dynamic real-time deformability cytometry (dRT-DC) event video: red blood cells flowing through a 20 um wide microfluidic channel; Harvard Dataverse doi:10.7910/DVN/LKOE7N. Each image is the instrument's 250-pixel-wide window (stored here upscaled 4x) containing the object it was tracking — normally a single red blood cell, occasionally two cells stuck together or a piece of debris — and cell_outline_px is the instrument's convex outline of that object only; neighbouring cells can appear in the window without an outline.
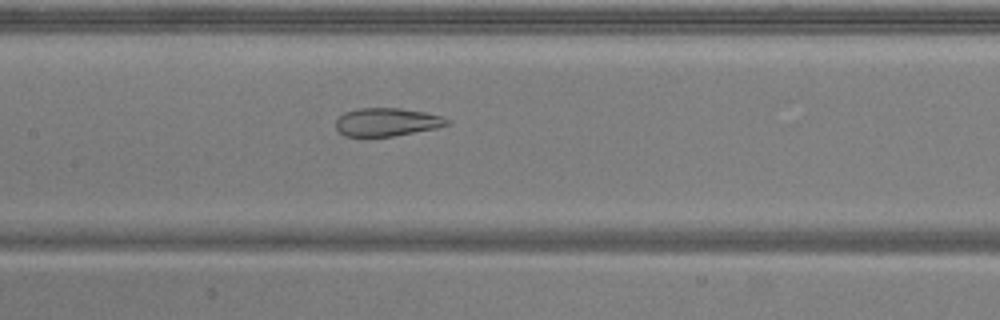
{"species": "common noctule bat (a hibernating species)", "species_latin": "Nyctalus noctula", "temperature_condition": "warm", "stored_images_in_passage": 48, "camera_frame_rate_fps": 3000, "um_per_image_px": 0.085, "animal": {"sex": "male", "body_mass_g": 20.5, "forearm_length_mm": 52.5}, "frame": {"image": 1, "passage_image": 20, "time_ms": 6.333, "image_size_px": [1000, 320], "cell_outline_px": [[452, 124], [436, 128], [392, 136], [344, 136], [336, 128], [336, 120], [344, 112], [360, 108], [400, 108], [424, 112], [444, 116]], "centroid_in_image_um": [32.9, 10.37], "position_along_channel_um": 174.5, "area_um2": 18.21}}
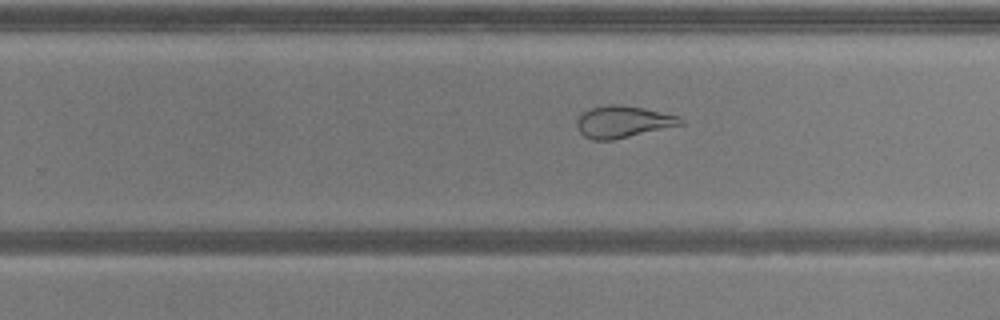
{"frame": {"image": 2, "passage_image": 28, "time_ms": 9.0, "image_size_px": [1000, 320], "cell_outline_px": [[684, 124], [612, 140], [592, 140], [584, 136], [576, 128], [576, 120], [584, 112], [592, 108], [608, 104], [616, 104], [644, 108], [676, 116], [684, 120]], "centroid_in_image_um": [52.91, 10.36], "position_along_channel_um": 276.9, "area_um2": 19.02}}
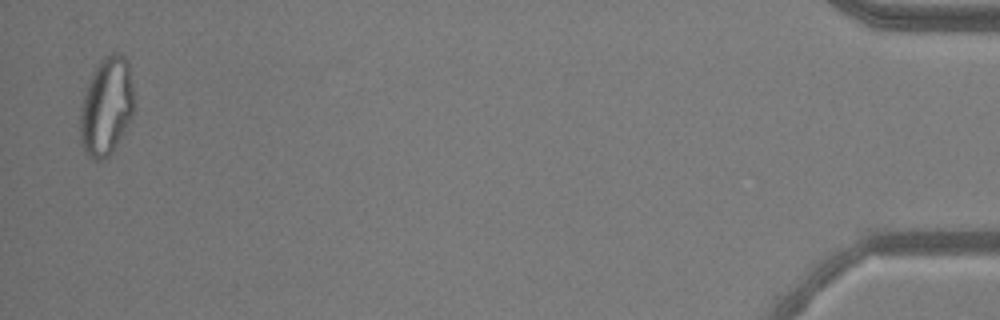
{"frame": {"image": 3, "passage_image": 47, "time_ms": 15.333, "image_size_px": [1000, 320], "cell_outline_px": [[136, 104], [132, 116], [112, 152], [104, 160], [92, 160], [88, 156], [80, 144], [80, 108], [84, 92], [88, 80], [92, 72], [100, 60], [104, 56], [112, 52], [120, 52], [128, 60], [136, 100]], "centroid_in_image_um": [9.06, 9.01], "position_along_channel_um": 426.1, "area_um2": 31.62}, "authors_computed_cell_mechanics": {"area_um2": 26.2412, "velocity_mm_per_s": 3.8553, "shape_relaxation_time_tau1_ms": null, "shape_relaxation_time_tau2_ms": 1.6088, "deformation_change_tau1": null, "deformation_change_tau2": 0.105}}